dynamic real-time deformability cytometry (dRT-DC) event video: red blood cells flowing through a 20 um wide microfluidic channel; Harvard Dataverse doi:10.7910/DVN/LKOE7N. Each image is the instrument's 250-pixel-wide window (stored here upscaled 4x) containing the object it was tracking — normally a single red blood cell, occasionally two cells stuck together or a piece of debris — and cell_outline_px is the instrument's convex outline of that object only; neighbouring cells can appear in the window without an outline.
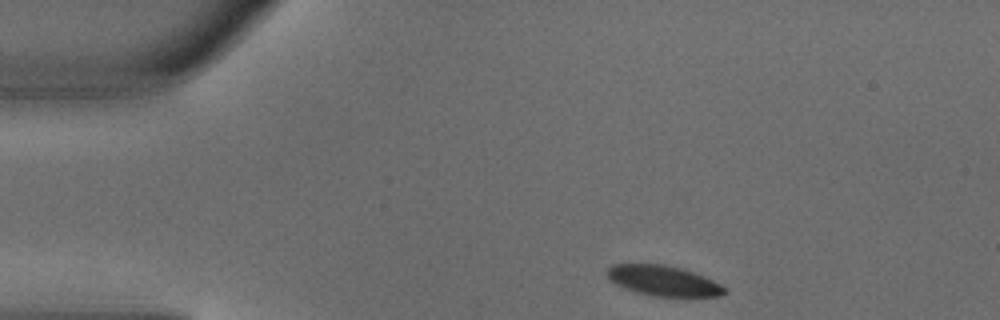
{"species": "common noctule bat (a hibernating species)", "species_latin": "Nyctalus noctula", "temperature_condition": "warm", "stored_images_in_passage": 2, "camera_frame_rate_fps": 3000, "um_per_image_px": 0.085, "animal": {"sex": "male", "body_mass_g": 18.8}, "frame": {"image": 1, "passage_image": 1, "time_ms": 0.0, "image_size_px": [1000, 320], "cell_outline_px": [[728, 292], [720, 296], [652, 296], [636, 292], [624, 288], [608, 280], [604, 272], [612, 264], [664, 264], [680, 268], [704, 276], [728, 288]], "centroid_in_image_um": [56.35, 23.86], "position_along_channel_um": 28.7, "area_um2": 20.87}}